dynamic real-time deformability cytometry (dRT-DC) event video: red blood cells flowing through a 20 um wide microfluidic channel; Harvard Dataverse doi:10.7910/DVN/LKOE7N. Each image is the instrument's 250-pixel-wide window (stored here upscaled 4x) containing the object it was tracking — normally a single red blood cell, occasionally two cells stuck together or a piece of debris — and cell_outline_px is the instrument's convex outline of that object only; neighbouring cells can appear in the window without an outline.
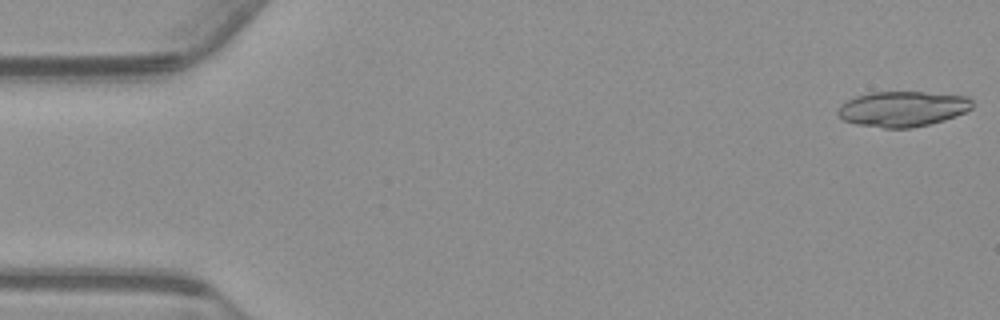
{"species": "common noctule bat (a hibernating species)", "species_latin": "Nyctalus noctula", "temperature_condition": "warm", "stored_images_in_passage": 18, "camera_frame_rate_fps": 3000, "um_per_image_px": 0.085, "animal": {"sex": "male", "body_mass_g": 23.1, "forearm_length_mm": 52.7}, "frame": {"image": 1, "passage_image": 1, "time_ms": 0.0, "image_size_px": [1000, 320], "cell_outline_px": [[972, 108], [956, 116], [944, 120], [912, 128], [884, 128], [856, 124], [844, 120], [836, 112], [840, 104], [856, 96], [872, 92], [924, 92], [968, 96], [972, 100]], "centroid_in_image_um": [76.72, 9.25], "position_along_channel_um": 8.3, "area_um2": 27.69}}